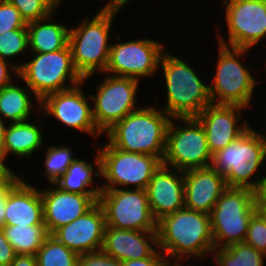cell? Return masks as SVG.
<instances>
[{
    "instance_id": "6da1fadb",
    "label": "cell",
    "mask_w": 266,
    "mask_h": 266,
    "mask_svg": "<svg viewBox=\"0 0 266 266\" xmlns=\"http://www.w3.org/2000/svg\"><path fill=\"white\" fill-rule=\"evenodd\" d=\"M157 240L170 265L205 261L215 249L210 215L186 207L157 222Z\"/></svg>"
},
{
    "instance_id": "7a4b0ae2",
    "label": "cell",
    "mask_w": 266,
    "mask_h": 266,
    "mask_svg": "<svg viewBox=\"0 0 266 266\" xmlns=\"http://www.w3.org/2000/svg\"><path fill=\"white\" fill-rule=\"evenodd\" d=\"M265 161L266 139L250 126L232 143L212 155L211 167L225 177L227 187L256 191L262 182Z\"/></svg>"
},
{
    "instance_id": "3957f363",
    "label": "cell",
    "mask_w": 266,
    "mask_h": 266,
    "mask_svg": "<svg viewBox=\"0 0 266 266\" xmlns=\"http://www.w3.org/2000/svg\"><path fill=\"white\" fill-rule=\"evenodd\" d=\"M184 59L165 50L159 69L163 70L166 102L161 109L171 118L197 117L209 106V84Z\"/></svg>"
},
{
    "instance_id": "277c9868",
    "label": "cell",
    "mask_w": 266,
    "mask_h": 266,
    "mask_svg": "<svg viewBox=\"0 0 266 266\" xmlns=\"http://www.w3.org/2000/svg\"><path fill=\"white\" fill-rule=\"evenodd\" d=\"M153 106L145 105L132 111L105 133L106 140L122 151L153 155L163 160L171 117Z\"/></svg>"
},
{
    "instance_id": "5b68a950",
    "label": "cell",
    "mask_w": 266,
    "mask_h": 266,
    "mask_svg": "<svg viewBox=\"0 0 266 266\" xmlns=\"http://www.w3.org/2000/svg\"><path fill=\"white\" fill-rule=\"evenodd\" d=\"M118 12L99 10L91 18H84L76 27L70 26L69 46L74 66L84 83L96 73H104L111 48L110 33Z\"/></svg>"
},
{
    "instance_id": "8992f818",
    "label": "cell",
    "mask_w": 266,
    "mask_h": 266,
    "mask_svg": "<svg viewBox=\"0 0 266 266\" xmlns=\"http://www.w3.org/2000/svg\"><path fill=\"white\" fill-rule=\"evenodd\" d=\"M215 75L209 84L210 100L213 104L239 105L249 108L253 103L257 84L253 70L246 66L242 57L250 49L235 48L218 43ZM242 59V60H241ZM254 93V94H253Z\"/></svg>"
},
{
    "instance_id": "52a82bcc",
    "label": "cell",
    "mask_w": 266,
    "mask_h": 266,
    "mask_svg": "<svg viewBox=\"0 0 266 266\" xmlns=\"http://www.w3.org/2000/svg\"><path fill=\"white\" fill-rule=\"evenodd\" d=\"M31 54L29 61L20 63L17 82L25 83L38 99L84 82L74 66L69 44L61 50Z\"/></svg>"
},
{
    "instance_id": "ba28073f",
    "label": "cell",
    "mask_w": 266,
    "mask_h": 266,
    "mask_svg": "<svg viewBox=\"0 0 266 266\" xmlns=\"http://www.w3.org/2000/svg\"><path fill=\"white\" fill-rule=\"evenodd\" d=\"M98 154L101 179L105 181L100 184L101 189L146 190L152 175L162 164L156 156L122 151L109 141L98 148Z\"/></svg>"
},
{
    "instance_id": "9c48e42d",
    "label": "cell",
    "mask_w": 266,
    "mask_h": 266,
    "mask_svg": "<svg viewBox=\"0 0 266 266\" xmlns=\"http://www.w3.org/2000/svg\"><path fill=\"white\" fill-rule=\"evenodd\" d=\"M211 162L212 154L200 121L196 117L171 118L162 164L180 171H188L210 167Z\"/></svg>"
},
{
    "instance_id": "30bf717a",
    "label": "cell",
    "mask_w": 266,
    "mask_h": 266,
    "mask_svg": "<svg viewBox=\"0 0 266 266\" xmlns=\"http://www.w3.org/2000/svg\"><path fill=\"white\" fill-rule=\"evenodd\" d=\"M255 191L247 188H227L210 213L215 248L244 242L249 221L256 213Z\"/></svg>"
},
{
    "instance_id": "8fae6325",
    "label": "cell",
    "mask_w": 266,
    "mask_h": 266,
    "mask_svg": "<svg viewBox=\"0 0 266 266\" xmlns=\"http://www.w3.org/2000/svg\"><path fill=\"white\" fill-rule=\"evenodd\" d=\"M104 78L96 85V93L90 94L92 114L96 127L105 135L117 122L138 109L140 81L100 73Z\"/></svg>"
},
{
    "instance_id": "7c38bea8",
    "label": "cell",
    "mask_w": 266,
    "mask_h": 266,
    "mask_svg": "<svg viewBox=\"0 0 266 266\" xmlns=\"http://www.w3.org/2000/svg\"><path fill=\"white\" fill-rule=\"evenodd\" d=\"M98 203L103 208L106 226L134 231H157V221L149 207L146 190L102 189Z\"/></svg>"
},
{
    "instance_id": "4fadbf2b",
    "label": "cell",
    "mask_w": 266,
    "mask_h": 266,
    "mask_svg": "<svg viewBox=\"0 0 266 266\" xmlns=\"http://www.w3.org/2000/svg\"><path fill=\"white\" fill-rule=\"evenodd\" d=\"M116 42L111 43L109 61L105 69L106 74L133 78L138 81L142 77H152L159 72L160 59L166 49L161 41L150 38L119 41L121 36L116 35Z\"/></svg>"
},
{
    "instance_id": "5bb4252c",
    "label": "cell",
    "mask_w": 266,
    "mask_h": 266,
    "mask_svg": "<svg viewBox=\"0 0 266 266\" xmlns=\"http://www.w3.org/2000/svg\"><path fill=\"white\" fill-rule=\"evenodd\" d=\"M222 3L227 36L224 39L219 32L217 43L250 50L260 46L266 36V0H223Z\"/></svg>"
},
{
    "instance_id": "9a60e30c",
    "label": "cell",
    "mask_w": 266,
    "mask_h": 266,
    "mask_svg": "<svg viewBox=\"0 0 266 266\" xmlns=\"http://www.w3.org/2000/svg\"><path fill=\"white\" fill-rule=\"evenodd\" d=\"M81 83L65 91L45 96L40 101V112L46 118L52 116L67 128L88 134L96 139L102 133L95 125L92 114V100L83 92ZM85 94V95H84ZM87 96V97H86ZM90 101V102H89ZM45 114V115H44Z\"/></svg>"
},
{
    "instance_id": "2e32d148",
    "label": "cell",
    "mask_w": 266,
    "mask_h": 266,
    "mask_svg": "<svg viewBox=\"0 0 266 266\" xmlns=\"http://www.w3.org/2000/svg\"><path fill=\"white\" fill-rule=\"evenodd\" d=\"M245 110L247 108L239 105L211 103L196 117L205 129L208 148L212 155L224 149L251 126L243 118Z\"/></svg>"
},
{
    "instance_id": "e0dca14e",
    "label": "cell",
    "mask_w": 266,
    "mask_h": 266,
    "mask_svg": "<svg viewBox=\"0 0 266 266\" xmlns=\"http://www.w3.org/2000/svg\"><path fill=\"white\" fill-rule=\"evenodd\" d=\"M53 187L40 189L44 224L48 234L84 215L97 202L99 194H79ZM55 186V187H54Z\"/></svg>"
},
{
    "instance_id": "ac0fdd59",
    "label": "cell",
    "mask_w": 266,
    "mask_h": 266,
    "mask_svg": "<svg viewBox=\"0 0 266 266\" xmlns=\"http://www.w3.org/2000/svg\"><path fill=\"white\" fill-rule=\"evenodd\" d=\"M105 215L97 202L84 215L56 229L51 235L78 255L99 251L102 248Z\"/></svg>"
},
{
    "instance_id": "d6986e66",
    "label": "cell",
    "mask_w": 266,
    "mask_h": 266,
    "mask_svg": "<svg viewBox=\"0 0 266 266\" xmlns=\"http://www.w3.org/2000/svg\"><path fill=\"white\" fill-rule=\"evenodd\" d=\"M146 192L149 207L157 222L184 208V171L161 164L152 175Z\"/></svg>"
},
{
    "instance_id": "ffe728a7",
    "label": "cell",
    "mask_w": 266,
    "mask_h": 266,
    "mask_svg": "<svg viewBox=\"0 0 266 266\" xmlns=\"http://www.w3.org/2000/svg\"><path fill=\"white\" fill-rule=\"evenodd\" d=\"M20 173L6 186L5 225H45L38 186Z\"/></svg>"
},
{
    "instance_id": "44dd1931",
    "label": "cell",
    "mask_w": 266,
    "mask_h": 266,
    "mask_svg": "<svg viewBox=\"0 0 266 266\" xmlns=\"http://www.w3.org/2000/svg\"><path fill=\"white\" fill-rule=\"evenodd\" d=\"M227 188L225 177L211 166L184 171V199L188 209L210 215Z\"/></svg>"
},
{
    "instance_id": "7402d4cb",
    "label": "cell",
    "mask_w": 266,
    "mask_h": 266,
    "mask_svg": "<svg viewBox=\"0 0 266 266\" xmlns=\"http://www.w3.org/2000/svg\"><path fill=\"white\" fill-rule=\"evenodd\" d=\"M157 249V231H134L105 226L101 250L121 262L150 257Z\"/></svg>"
},
{
    "instance_id": "603a6c76",
    "label": "cell",
    "mask_w": 266,
    "mask_h": 266,
    "mask_svg": "<svg viewBox=\"0 0 266 266\" xmlns=\"http://www.w3.org/2000/svg\"><path fill=\"white\" fill-rule=\"evenodd\" d=\"M39 126V127H38ZM43 128L40 125L34 123L33 120L8 123L3 147L0 152V159L5 162L8 156L14 155V157L25 159L34 156V151L42 149L44 142V135L42 133Z\"/></svg>"
},
{
    "instance_id": "cb8c5ba5",
    "label": "cell",
    "mask_w": 266,
    "mask_h": 266,
    "mask_svg": "<svg viewBox=\"0 0 266 266\" xmlns=\"http://www.w3.org/2000/svg\"><path fill=\"white\" fill-rule=\"evenodd\" d=\"M57 9L48 17L27 23L28 43L31 53L61 50L69 44L70 27L54 20ZM54 21V22H53Z\"/></svg>"
},
{
    "instance_id": "d4e9b609",
    "label": "cell",
    "mask_w": 266,
    "mask_h": 266,
    "mask_svg": "<svg viewBox=\"0 0 266 266\" xmlns=\"http://www.w3.org/2000/svg\"><path fill=\"white\" fill-rule=\"evenodd\" d=\"M15 80L17 79H14V82L10 85L0 89V115L7 123L31 120V115H33L32 112H35V110L38 114L37 118H39V116L41 117V100L37 98L25 83H22L24 85H16ZM33 101L36 102L37 106Z\"/></svg>"
},
{
    "instance_id": "484cf974",
    "label": "cell",
    "mask_w": 266,
    "mask_h": 266,
    "mask_svg": "<svg viewBox=\"0 0 266 266\" xmlns=\"http://www.w3.org/2000/svg\"><path fill=\"white\" fill-rule=\"evenodd\" d=\"M93 162L76 158L67 171L54 183L61 190L79 194H100L101 186H95L94 177H101L98 148ZM96 167V168H95Z\"/></svg>"
},
{
    "instance_id": "4316f807",
    "label": "cell",
    "mask_w": 266,
    "mask_h": 266,
    "mask_svg": "<svg viewBox=\"0 0 266 266\" xmlns=\"http://www.w3.org/2000/svg\"><path fill=\"white\" fill-rule=\"evenodd\" d=\"M2 228L16 254L35 255L49 235L45 225H4Z\"/></svg>"
},
{
    "instance_id": "83f0119b",
    "label": "cell",
    "mask_w": 266,
    "mask_h": 266,
    "mask_svg": "<svg viewBox=\"0 0 266 266\" xmlns=\"http://www.w3.org/2000/svg\"><path fill=\"white\" fill-rule=\"evenodd\" d=\"M265 259L264 253L244 242L215 248L211 256L215 266H264Z\"/></svg>"
},
{
    "instance_id": "f1b7e54d",
    "label": "cell",
    "mask_w": 266,
    "mask_h": 266,
    "mask_svg": "<svg viewBox=\"0 0 266 266\" xmlns=\"http://www.w3.org/2000/svg\"><path fill=\"white\" fill-rule=\"evenodd\" d=\"M78 256L51 234L35 254L38 266H77Z\"/></svg>"
},
{
    "instance_id": "f546056e",
    "label": "cell",
    "mask_w": 266,
    "mask_h": 266,
    "mask_svg": "<svg viewBox=\"0 0 266 266\" xmlns=\"http://www.w3.org/2000/svg\"><path fill=\"white\" fill-rule=\"evenodd\" d=\"M45 158H43V167L45 168L42 176L49 181L48 184H54L66 171L67 168L77 158L75 152L68 145H47Z\"/></svg>"
},
{
    "instance_id": "4dcf8cb0",
    "label": "cell",
    "mask_w": 266,
    "mask_h": 266,
    "mask_svg": "<svg viewBox=\"0 0 266 266\" xmlns=\"http://www.w3.org/2000/svg\"><path fill=\"white\" fill-rule=\"evenodd\" d=\"M28 50L29 43L27 27L6 31L0 35V58L9 61L18 70L21 68V64H15L16 62H13L12 59L19 55L21 56V54L24 53L28 55L26 53Z\"/></svg>"
},
{
    "instance_id": "1f68e13d",
    "label": "cell",
    "mask_w": 266,
    "mask_h": 266,
    "mask_svg": "<svg viewBox=\"0 0 266 266\" xmlns=\"http://www.w3.org/2000/svg\"><path fill=\"white\" fill-rule=\"evenodd\" d=\"M14 5L26 23L48 17L64 0H6Z\"/></svg>"
},
{
    "instance_id": "d6a6232c",
    "label": "cell",
    "mask_w": 266,
    "mask_h": 266,
    "mask_svg": "<svg viewBox=\"0 0 266 266\" xmlns=\"http://www.w3.org/2000/svg\"><path fill=\"white\" fill-rule=\"evenodd\" d=\"M244 243L266 255V220L255 213L249 221Z\"/></svg>"
},
{
    "instance_id": "836d02e7",
    "label": "cell",
    "mask_w": 266,
    "mask_h": 266,
    "mask_svg": "<svg viewBox=\"0 0 266 266\" xmlns=\"http://www.w3.org/2000/svg\"><path fill=\"white\" fill-rule=\"evenodd\" d=\"M22 27H27V23L18 9L6 0H0V35Z\"/></svg>"
},
{
    "instance_id": "e575fe53",
    "label": "cell",
    "mask_w": 266,
    "mask_h": 266,
    "mask_svg": "<svg viewBox=\"0 0 266 266\" xmlns=\"http://www.w3.org/2000/svg\"><path fill=\"white\" fill-rule=\"evenodd\" d=\"M77 266H122V262L99 250L79 255Z\"/></svg>"
},
{
    "instance_id": "d590c367",
    "label": "cell",
    "mask_w": 266,
    "mask_h": 266,
    "mask_svg": "<svg viewBox=\"0 0 266 266\" xmlns=\"http://www.w3.org/2000/svg\"><path fill=\"white\" fill-rule=\"evenodd\" d=\"M122 266H170V264L158 248L150 257L123 261Z\"/></svg>"
},
{
    "instance_id": "8d00e7d4",
    "label": "cell",
    "mask_w": 266,
    "mask_h": 266,
    "mask_svg": "<svg viewBox=\"0 0 266 266\" xmlns=\"http://www.w3.org/2000/svg\"><path fill=\"white\" fill-rule=\"evenodd\" d=\"M15 255L13 246L6 239L3 228H0V266H10Z\"/></svg>"
},
{
    "instance_id": "74e56055",
    "label": "cell",
    "mask_w": 266,
    "mask_h": 266,
    "mask_svg": "<svg viewBox=\"0 0 266 266\" xmlns=\"http://www.w3.org/2000/svg\"><path fill=\"white\" fill-rule=\"evenodd\" d=\"M12 74L18 78V69L10 62L0 58V89L14 82Z\"/></svg>"
},
{
    "instance_id": "f35d334b",
    "label": "cell",
    "mask_w": 266,
    "mask_h": 266,
    "mask_svg": "<svg viewBox=\"0 0 266 266\" xmlns=\"http://www.w3.org/2000/svg\"><path fill=\"white\" fill-rule=\"evenodd\" d=\"M0 159V192L19 174Z\"/></svg>"
},
{
    "instance_id": "ab89813d",
    "label": "cell",
    "mask_w": 266,
    "mask_h": 266,
    "mask_svg": "<svg viewBox=\"0 0 266 266\" xmlns=\"http://www.w3.org/2000/svg\"><path fill=\"white\" fill-rule=\"evenodd\" d=\"M254 205L256 213L264 220H266V193L254 194Z\"/></svg>"
},
{
    "instance_id": "60d3db41",
    "label": "cell",
    "mask_w": 266,
    "mask_h": 266,
    "mask_svg": "<svg viewBox=\"0 0 266 266\" xmlns=\"http://www.w3.org/2000/svg\"><path fill=\"white\" fill-rule=\"evenodd\" d=\"M10 266H38L35 255L16 254Z\"/></svg>"
},
{
    "instance_id": "b9f144b4",
    "label": "cell",
    "mask_w": 266,
    "mask_h": 266,
    "mask_svg": "<svg viewBox=\"0 0 266 266\" xmlns=\"http://www.w3.org/2000/svg\"><path fill=\"white\" fill-rule=\"evenodd\" d=\"M130 1L132 0H108L101 7V10L120 13L125 6L131 3Z\"/></svg>"
},
{
    "instance_id": "7bdbcfd3",
    "label": "cell",
    "mask_w": 266,
    "mask_h": 266,
    "mask_svg": "<svg viewBox=\"0 0 266 266\" xmlns=\"http://www.w3.org/2000/svg\"><path fill=\"white\" fill-rule=\"evenodd\" d=\"M6 187L0 192V228L5 225Z\"/></svg>"
},
{
    "instance_id": "ee69618b",
    "label": "cell",
    "mask_w": 266,
    "mask_h": 266,
    "mask_svg": "<svg viewBox=\"0 0 266 266\" xmlns=\"http://www.w3.org/2000/svg\"><path fill=\"white\" fill-rule=\"evenodd\" d=\"M8 123L4 120V118L0 115V152L3 147L4 142V136H5V130Z\"/></svg>"
},
{
    "instance_id": "f6af8a7d",
    "label": "cell",
    "mask_w": 266,
    "mask_h": 266,
    "mask_svg": "<svg viewBox=\"0 0 266 266\" xmlns=\"http://www.w3.org/2000/svg\"><path fill=\"white\" fill-rule=\"evenodd\" d=\"M264 170H265L264 171L265 173H263V178H262L260 188L256 190L255 193H266V167Z\"/></svg>"
},
{
    "instance_id": "bcb514c9",
    "label": "cell",
    "mask_w": 266,
    "mask_h": 266,
    "mask_svg": "<svg viewBox=\"0 0 266 266\" xmlns=\"http://www.w3.org/2000/svg\"><path fill=\"white\" fill-rule=\"evenodd\" d=\"M195 263L193 262V266H195L194 265ZM189 264H185V266H188ZM170 266H184L183 264H175V265H170ZM192 266V265H191Z\"/></svg>"
},
{
    "instance_id": "7dc6e473",
    "label": "cell",
    "mask_w": 266,
    "mask_h": 266,
    "mask_svg": "<svg viewBox=\"0 0 266 266\" xmlns=\"http://www.w3.org/2000/svg\"><path fill=\"white\" fill-rule=\"evenodd\" d=\"M259 134H261L265 139H266V134L264 133H262V132H258Z\"/></svg>"
}]
</instances>
